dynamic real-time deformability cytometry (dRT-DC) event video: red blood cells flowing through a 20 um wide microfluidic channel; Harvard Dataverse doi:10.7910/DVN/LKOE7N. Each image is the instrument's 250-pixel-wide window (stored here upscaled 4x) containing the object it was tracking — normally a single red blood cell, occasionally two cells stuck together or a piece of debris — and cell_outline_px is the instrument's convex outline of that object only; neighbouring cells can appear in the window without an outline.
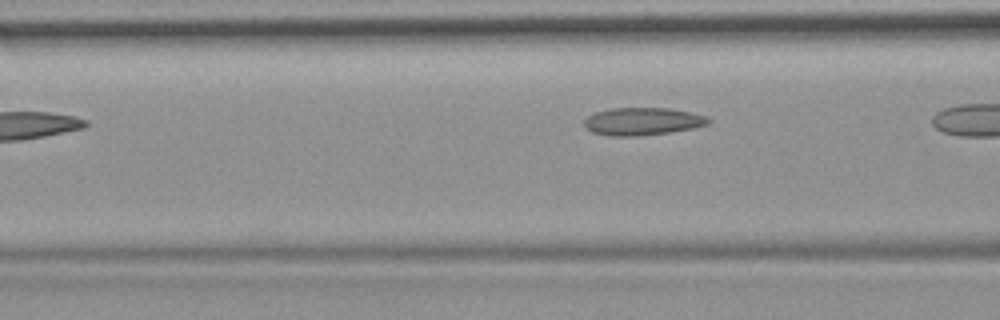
{"species": "common noctule bat (a hibernating species)", "species_latin": "Nyctalus noctula", "temperature_condition": "room temperature", "stored_images_in_passage": 5, "camera_frame_rate_fps": 3000, "um_per_image_px": 0.085, "animal": {"sex": "female", "body_mass_g": 19.9}, "frame": {"image": 1, "passage_image": 5, "time_ms": 1.333, "image_size_px": [1000, 320], "cell_outline_px": [[712, 120], [708, 124], [692, 128], [668, 132], [640, 136], [608, 136], [592, 132], [584, 128], [584, 120], [588, 116], [596, 112], [612, 108], [668, 108], [692, 112], [704, 116]], "centroid_in_image_um": [54.58, 10.32], "position_along_channel_um": 112.0, "area_um2": 20.0}}